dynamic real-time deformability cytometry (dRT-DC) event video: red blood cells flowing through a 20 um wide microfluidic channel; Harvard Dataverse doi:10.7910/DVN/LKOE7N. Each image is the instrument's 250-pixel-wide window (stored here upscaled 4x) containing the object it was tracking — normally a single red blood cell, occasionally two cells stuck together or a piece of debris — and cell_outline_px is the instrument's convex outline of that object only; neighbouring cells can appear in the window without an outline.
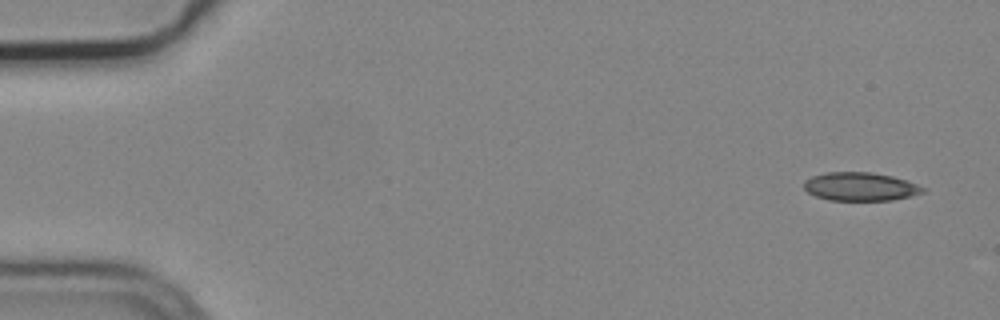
{"species": "common noctule bat (a hibernating species)", "species_latin": "Nyctalus noctula", "temperature_condition": "cold", "stored_images_in_passage": 4, "camera_frame_rate_fps": 3000, "um_per_image_px": 0.085, "animal": {"sex": "male", "body_mass_g": 19.2, "forearm_length_mm": 51.8}, "frame": {"image": 1, "passage_image": 1, "time_ms": 0.0, "image_size_px": [1000, 320], "cell_outline_px": [[928, 188], [924, 192], [892, 200], [828, 200], [816, 196], [808, 192], [804, 188], [804, 180], [812, 176], [828, 172], [872, 172], [892, 176]], "centroid_in_image_um": [73.11, 15.86], "position_along_channel_um": 11.9, "area_um2": 19.59}}
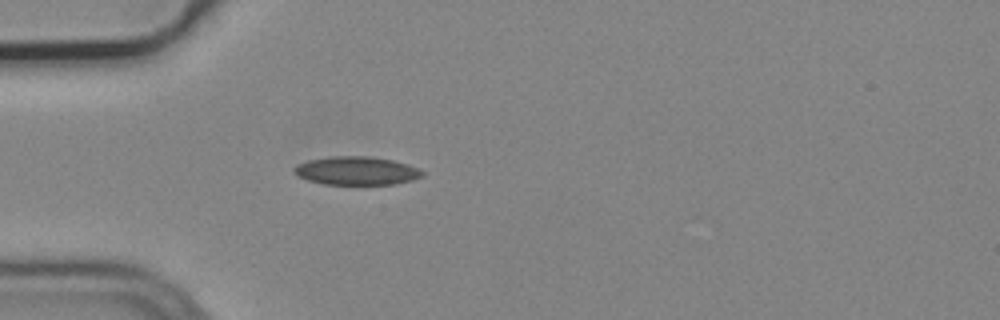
{"frame": {"image": 2, "passage_image": 4, "time_ms": 1.0, "image_size_px": [1000, 320], "cell_outline_px": [[424, 176], [412, 180], [396, 184], [324, 184], [308, 180], [296, 176], [292, 172], [292, 168], [296, 164], [308, 160], [332, 156], [368, 156], [392, 160], [408, 164], [424, 172]], "centroid_in_image_um": [30.26, 14.51], "position_along_channel_um": 54.7, "area_um2": 21.33}}